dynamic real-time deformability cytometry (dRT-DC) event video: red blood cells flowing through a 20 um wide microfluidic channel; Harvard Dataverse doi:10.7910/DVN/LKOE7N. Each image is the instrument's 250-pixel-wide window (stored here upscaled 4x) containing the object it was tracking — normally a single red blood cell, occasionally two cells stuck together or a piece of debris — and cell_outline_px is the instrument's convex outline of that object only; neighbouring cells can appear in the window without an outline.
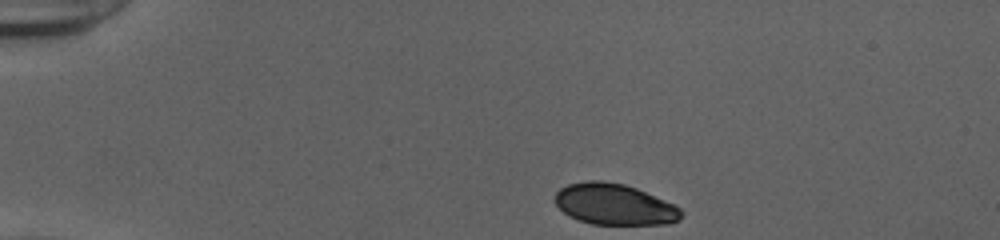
{"species": "human", "species_latin": "Homo sapiens", "temperature_condition": "cold", "stored_images_in_passage": 38, "camera_frame_rate_fps": 3000, "um_per_image_px": 0.085, "donor": {"sex": "female"}, "frame": {"image": 1, "passage_image": 1, "time_ms": 0.0, "image_size_px": [1000, 240], "cell_outline_px": [[684, 212], [680, 220], [668, 224], [592, 224], [568, 216], [556, 204], [556, 192], [560, 188], [568, 184], [588, 180], [600, 180], [624, 184], [636, 188], [672, 204], [680, 208]], "centroid_in_image_um": [52.23, 17.37], "position_along_channel_um": 32.8, "area_um2": 30.06}}
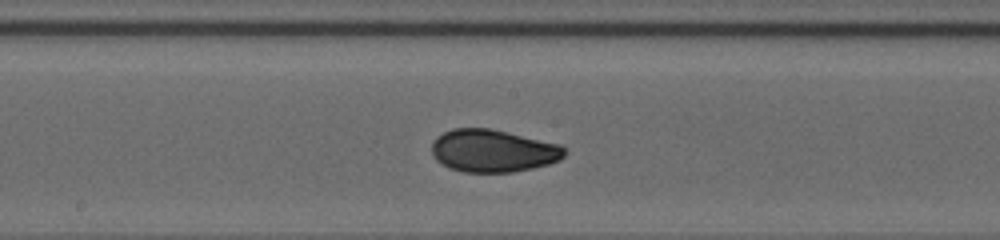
{"frame": {"image": 2, "passage_image": 20, "time_ms": 6.333, "image_size_px": [1000, 240], "cell_outline_px": [[568, 152], [560, 160], [548, 164], [532, 168], [512, 172], [464, 172], [448, 168], [436, 160], [432, 156], [432, 144], [436, 136], [452, 128], [488, 128], [560, 144]], "centroid_in_image_um": [41.89, 12.82], "position_along_channel_um": 206.3, "area_um2": 33.0}}
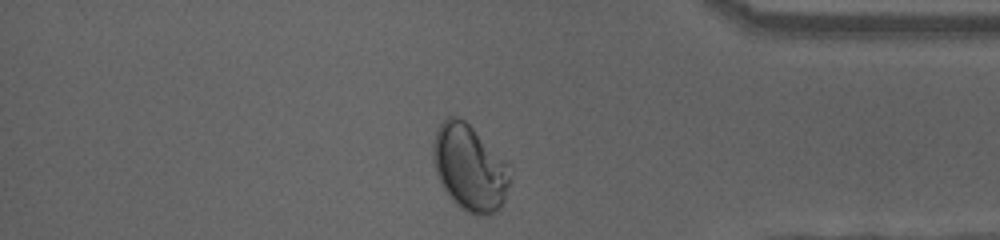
{"frame": {"image": 3, "passage_image": 36, "time_ms": 11.667, "image_size_px": [1000, 240], "cell_outline_px": [[508, 184], [504, 200], [500, 208], [488, 216], [476, 216], [460, 208], [452, 200], [444, 188], [436, 172], [432, 160], [432, 144], [436, 132], [440, 124], [448, 116], [456, 116], [464, 120], [504, 160], [508, 176]], "centroid_in_image_um": [39.86, 14.28], "position_along_channel_um": 395.3, "area_um2": 37.8}, "authors_computed_cell_mechanics": {"area_um2": 32.8304, "velocity_mm_per_s": 3.872, "shape_relaxation_time_tau1_ms": 6.6973, "shape_relaxation_time_tau2_ms": null, "deformation_change_tau1": 0.1551, "deformation_change_tau2": null}}